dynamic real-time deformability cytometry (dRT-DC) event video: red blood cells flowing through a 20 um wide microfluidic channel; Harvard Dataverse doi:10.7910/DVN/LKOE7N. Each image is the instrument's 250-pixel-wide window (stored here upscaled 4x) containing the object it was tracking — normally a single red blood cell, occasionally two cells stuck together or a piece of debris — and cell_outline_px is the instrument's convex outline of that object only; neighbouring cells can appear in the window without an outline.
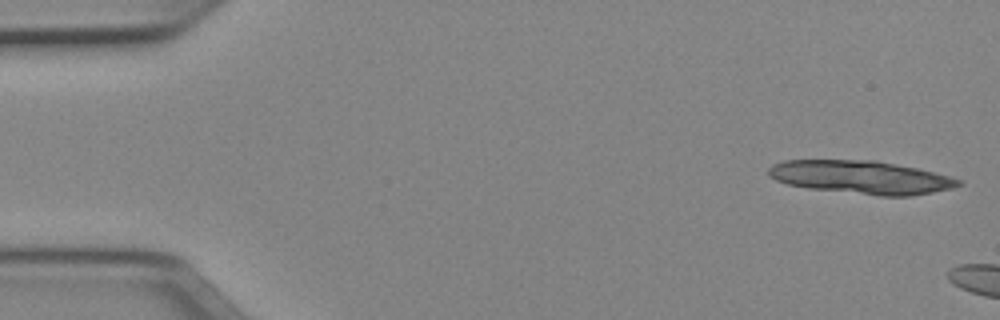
{"species": "Egyptian fruit bat (a non-hibernating species)", "species_latin": "Rousettus aegyptiacus", "temperature_condition": "cold", "stored_images_in_passage": 6, "camera_frame_rate_fps": 3000, "um_per_image_px": 0.085, "animal": {"sex": "female"}, "frame": {"image": 1, "passage_image": 1, "time_ms": 0.0, "image_size_px": [1000, 320], "cell_outline_px": [[964, 184], [952, 188], [912, 196], [880, 196], [808, 188], [788, 184], [776, 180], [768, 176], [768, 168], [772, 164], [784, 160], [876, 160], [916, 168], [964, 180]], "centroid_in_image_um": [73.19, 15.07], "position_along_channel_um": 11.8, "area_um2": 36.82}}